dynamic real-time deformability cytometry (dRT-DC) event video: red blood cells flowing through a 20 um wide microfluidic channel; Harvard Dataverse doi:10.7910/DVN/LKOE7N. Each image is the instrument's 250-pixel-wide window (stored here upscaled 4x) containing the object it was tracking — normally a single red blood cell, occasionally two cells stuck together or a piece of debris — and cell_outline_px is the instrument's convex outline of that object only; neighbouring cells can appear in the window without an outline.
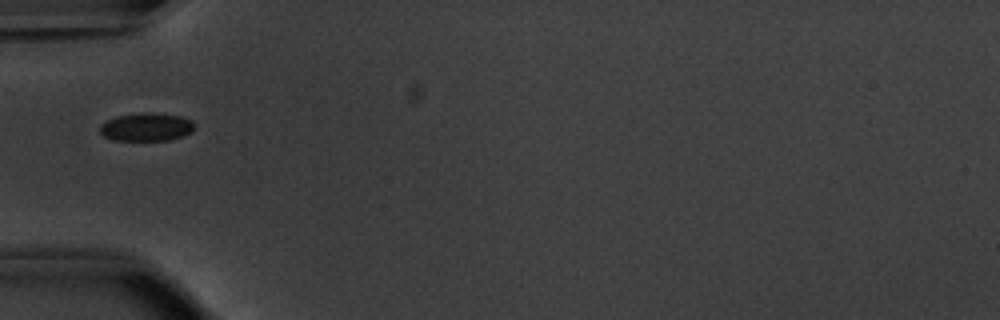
{"species": "common noctule bat (a hibernating species)", "species_latin": "Nyctalus noctula", "temperature_condition": "warm", "stored_images_in_passage": 36, "camera_frame_rate_fps": 3000, "um_per_image_px": 0.085, "animal": {"sex": "male", "body_mass_g": 20.1, "forearm_length_mm": 53.5}, "frame": {"image": 1, "passage_image": 1, "time_ms": 0.0, "image_size_px": [1000, 320], "cell_outline_px": [[192, 132], [184, 136], [168, 140], [116, 140], [104, 136], [100, 132], [100, 124], [116, 116], [140, 112], [152, 112], [180, 116], [192, 120]], "centroid_in_image_um": [12.44, 10.78], "position_along_channel_um": 72.6, "area_um2": 15.49}}
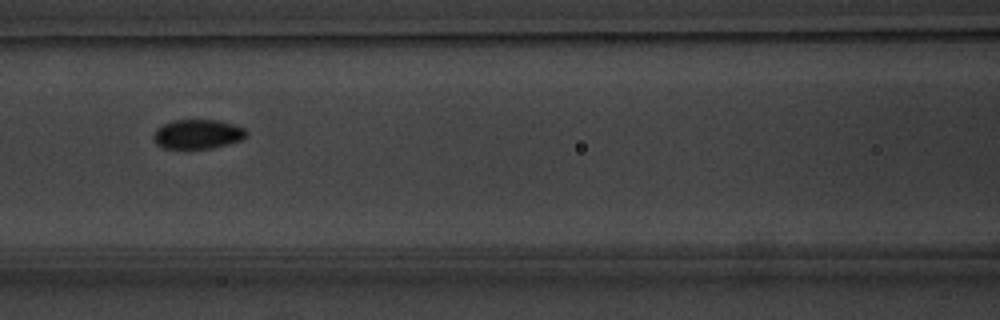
{"frame": {"image": 2, "passage_image": 7, "time_ms": 2.0, "image_size_px": [1000, 320], "cell_outline_px": [[248, 132], [244, 140], [212, 148], [164, 148], [156, 144], [152, 140], [152, 136], [156, 128], [172, 120], [220, 120], [244, 128]], "centroid_in_image_um": [16.8, 11.4], "position_along_channel_um": 149.8, "area_um2": 16.07}}
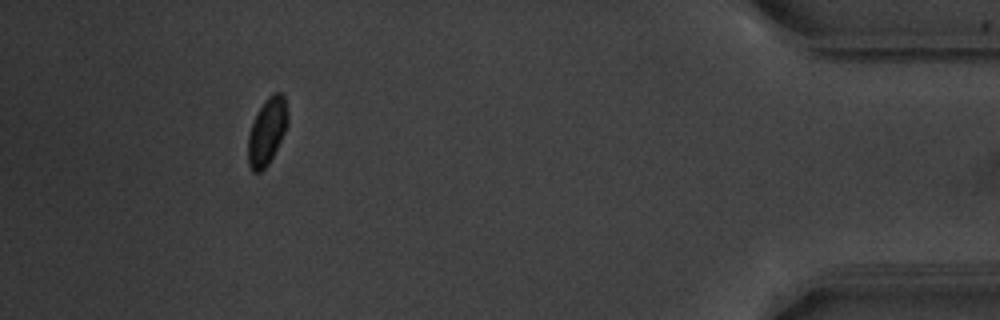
{"frame": {"image": 3, "passage_image": 32, "time_ms": 10.333, "image_size_px": [1000, 320], "cell_outline_px": [[288, 124], [268, 164], [260, 172], [252, 172], [248, 164], [248, 136], [252, 124], [264, 100], [272, 92], [280, 92], [284, 96], [288, 112]], "centroid_in_image_um": [22.7, 11.15], "position_along_channel_um": 412.5, "area_um2": 15.26}, "authors_computed_cell_mechanics": {"area_um2": 15.9817, "velocity_mm_per_s": 3.8203, "shape_relaxation_time_tau1_ms": 2.1705, "shape_relaxation_time_tau2_ms": null, "deformation_change_tau1": 0.0646, "deformation_change_tau2": null}}